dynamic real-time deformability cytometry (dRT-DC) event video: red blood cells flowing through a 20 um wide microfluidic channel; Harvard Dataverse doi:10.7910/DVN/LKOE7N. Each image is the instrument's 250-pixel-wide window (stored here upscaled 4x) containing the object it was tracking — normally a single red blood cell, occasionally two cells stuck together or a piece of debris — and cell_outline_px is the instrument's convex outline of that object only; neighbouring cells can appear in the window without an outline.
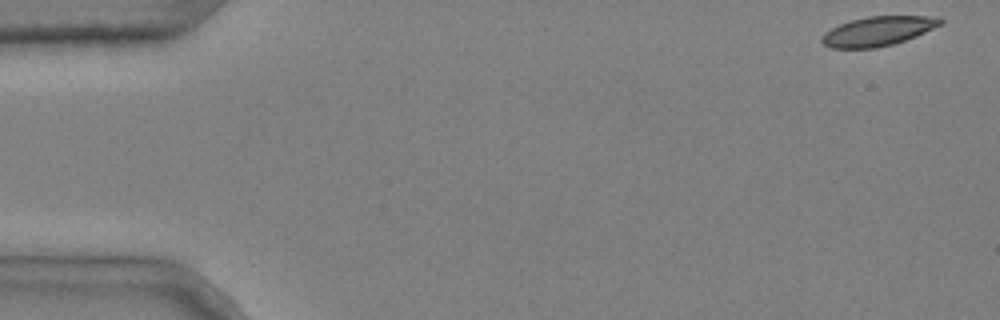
{"species": "common noctule bat (a hibernating species)", "species_latin": "Nyctalus noctula", "temperature_condition": "cold", "stored_images_in_passage": 4, "camera_frame_rate_fps": 3000, "um_per_image_px": 0.085, "animal": {"sex": "male", "body_mass_g": 20.4}, "frame": {"image": 1, "passage_image": 1, "time_ms": 0.0, "image_size_px": [1000, 320], "cell_outline_px": [[944, 20], [940, 24], [916, 36], [892, 44], [876, 48], [832, 48], [824, 44], [820, 40], [824, 32], [848, 20], [868, 16], [940, 16]], "centroid_in_image_um": [74.6, 2.64], "position_along_channel_um": 10.4, "area_um2": 20.23}}
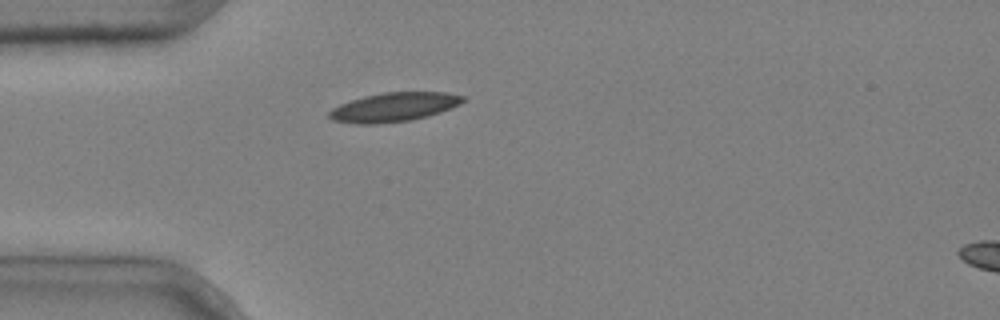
{"frame": {"image": 2, "passage_image": 4, "time_ms": 1.0, "image_size_px": [1000, 320], "cell_outline_px": [[464, 100], [460, 104], [452, 108], [440, 112], [408, 120], [376, 124], [356, 124], [332, 120], [328, 116], [328, 112], [332, 108], [340, 104], [364, 96], [384, 92], [448, 92], [464, 96]], "centroid_in_image_um": [33.46, 9.1], "position_along_channel_um": 51.5, "area_um2": 22.48}}